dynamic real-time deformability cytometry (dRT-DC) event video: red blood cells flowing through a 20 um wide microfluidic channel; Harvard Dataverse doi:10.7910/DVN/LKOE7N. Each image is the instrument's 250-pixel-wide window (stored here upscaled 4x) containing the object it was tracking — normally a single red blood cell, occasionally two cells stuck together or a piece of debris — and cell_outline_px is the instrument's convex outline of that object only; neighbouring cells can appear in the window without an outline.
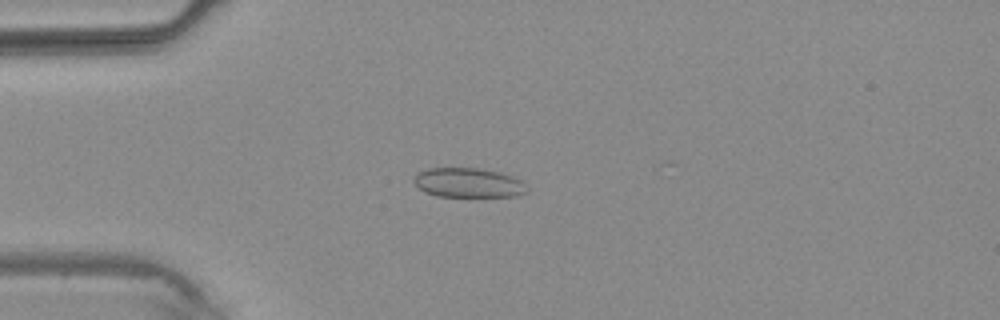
{"species": "common noctule bat (a hibernating species)", "species_latin": "Nyctalus noctula", "temperature_condition": "warm", "stored_images_in_passage": 3, "camera_frame_rate_fps": 3000, "um_per_image_px": 0.085, "animal": {"sex": "male", "body_mass_g": 20.4}, "frame": {"image": 1, "passage_image": 3, "time_ms": 3.0, "image_size_px": [1000, 320], "cell_outline_px": [[528, 192], [516, 196], [436, 196], [424, 192], [412, 180], [416, 172], [428, 168], [476, 168], [500, 172], [512, 176], [520, 180], [528, 188]], "centroid_in_image_um": [39.78, 15.53], "position_along_channel_um": 45.2, "area_um2": 19.48}}